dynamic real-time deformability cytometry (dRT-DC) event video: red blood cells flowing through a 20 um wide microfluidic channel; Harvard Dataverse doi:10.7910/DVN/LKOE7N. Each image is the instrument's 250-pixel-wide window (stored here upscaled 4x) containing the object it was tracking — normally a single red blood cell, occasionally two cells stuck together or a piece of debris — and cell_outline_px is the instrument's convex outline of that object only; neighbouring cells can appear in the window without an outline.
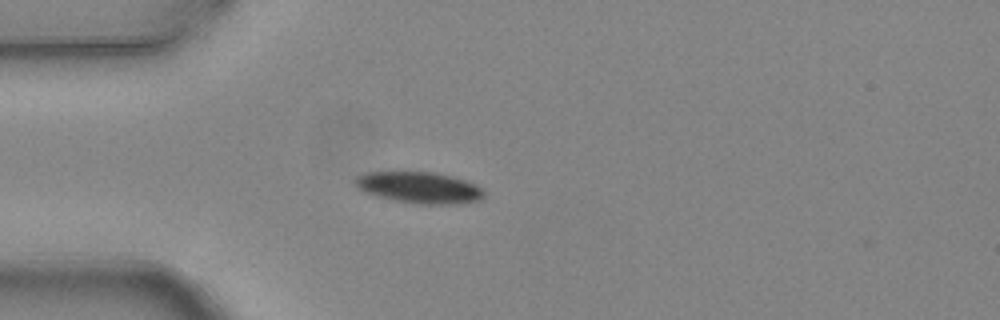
{"species": "common noctule bat (a hibernating species)", "species_latin": "Nyctalus noctula", "temperature_condition": "warm", "stored_images_in_passage": 1, "camera_frame_rate_fps": 3000, "um_per_image_px": 0.085, "animal": {"sex": "female", "body_mass_g": 24.6, "forearm_length_mm": 56.2}, "frame": {"image": 1, "passage_image": 1, "time_ms": 0.0, "image_size_px": [1000, 320], "cell_outline_px": [[484, 196], [480, 200], [452, 204], [420, 204], [396, 200], [376, 196], [364, 192], [356, 188], [356, 176], [364, 172], [432, 172], [452, 176], [464, 180], [480, 188], [484, 192]], "centroid_in_image_um": [35.59, 15.94], "position_along_channel_um": 49.4, "area_um2": 23.29}}